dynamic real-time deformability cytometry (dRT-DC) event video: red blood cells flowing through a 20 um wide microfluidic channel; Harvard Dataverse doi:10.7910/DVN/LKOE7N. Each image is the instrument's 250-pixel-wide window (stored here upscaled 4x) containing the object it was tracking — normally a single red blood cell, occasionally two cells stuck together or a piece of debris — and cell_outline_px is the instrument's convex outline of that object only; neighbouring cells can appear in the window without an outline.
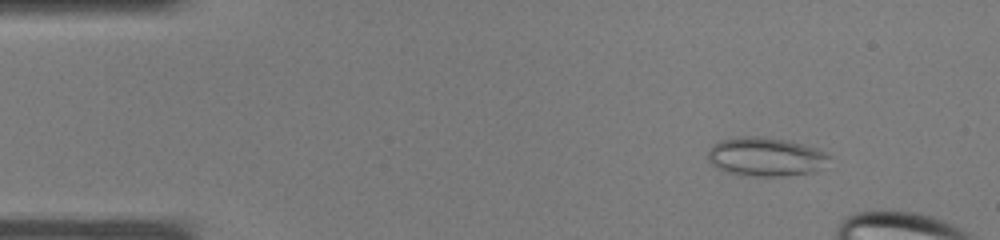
{"species": "common noctule bat (a hibernating species)", "species_latin": "Nyctalus noctula", "temperature_condition": "warm", "stored_images_in_passage": 7, "camera_frame_rate_fps": 3000, "um_per_image_px": 0.085, "animal": {"sex": "male", "body_mass_g": 19.0, "forearm_length_mm": 50.8}, "frame": {"image": 1, "passage_image": 1, "time_ms": 0.0, "image_size_px": [1000, 240], "cell_outline_px": [[832, 156], [812, 172], [784, 176], [744, 176], [728, 172], [716, 168], [708, 160], [708, 152], [712, 144], [720, 140], [744, 136], [756, 136], [788, 140], [816, 148]], "centroid_in_image_um": [65.02, 13.32], "position_along_channel_um": 20.0, "area_um2": 27.28}}